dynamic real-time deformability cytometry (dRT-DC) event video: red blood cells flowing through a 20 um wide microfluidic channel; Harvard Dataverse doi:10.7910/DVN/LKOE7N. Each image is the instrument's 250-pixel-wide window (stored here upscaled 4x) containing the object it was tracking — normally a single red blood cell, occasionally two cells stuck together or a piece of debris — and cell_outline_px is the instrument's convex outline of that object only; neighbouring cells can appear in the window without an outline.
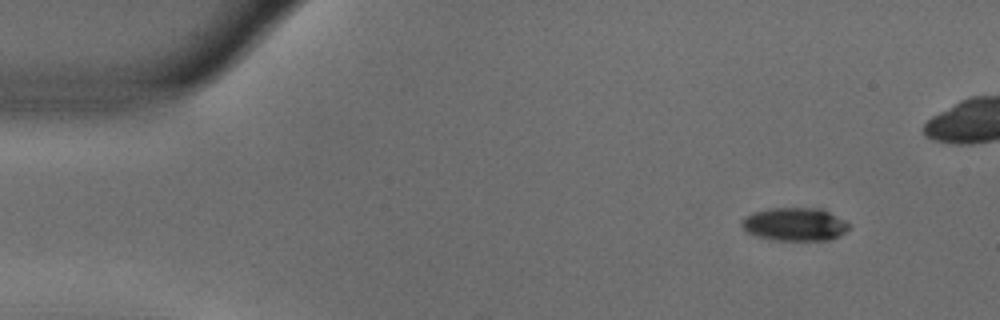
{"species": "common noctule bat (a hibernating species)", "species_latin": "Nyctalus noctula", "temperature_condition": "warm", "stored_images_in_passage": 46, "camera_frame_rate_fps": 3000, "um_per_image_px": 0.085, "animal": {"sex": "male", "body_mass_g": 18.8}, "frame": {"image": 1, "passage_image": 1, "time_ms": 0.0, "image_size_px": [1000, 320], "cell_outline_px": [[848, 228], [844, 232], [832, 240], [776, 240], [756, 236], [748, 232], [740, 224], [740, 220], [744, 216], [756, 212], [772, 208], [824, 208], [848, 224]], "centroid_in_image_um": [67.53, 19.06], "position_along_channel_um": 17.5, "area_um2": 20.58}}
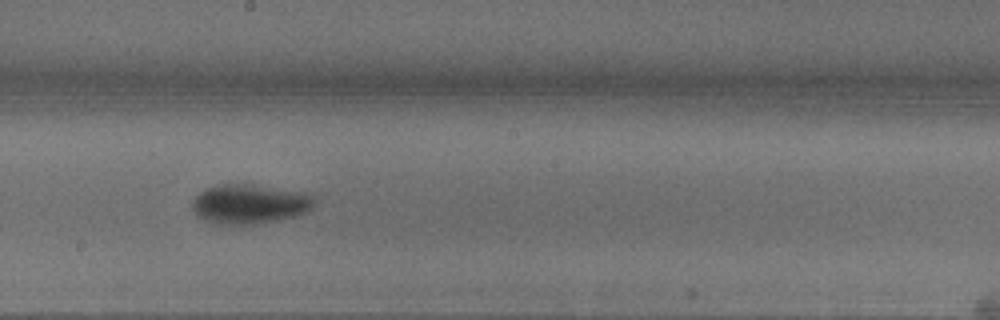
{"frame": {"image": 2, "passage_image": 26, "time_ms": 8.333, "image_size_px": [1000, 320], "cell_outline_px": [[316, 200], [308, 212], [296, 216], [280, 220], [256, 224], [216, 224], [204, 220], [196, 216], [192, 208], [192, 200], [200, 192], [216, 184], [252, 184], [308, 192]], "centroid_in_image_um": [21.23, 17.34], "position_along_channel_um": 227.0, "area_um2": 28.55}}
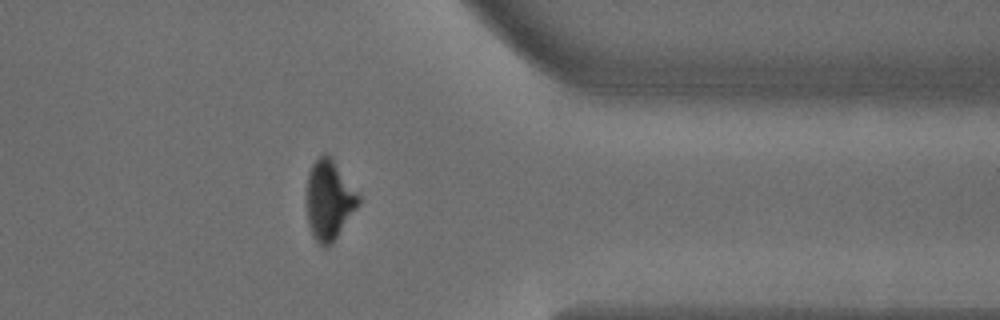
{"frame": {"image": 3, "passage_image": 40, "time_ms": 13.0, "image_size_px": [1000, 320], "cell_outline_px": [[360, 204], [332, 244], [324, 248], [312, 236], [308, 220], [308, 172], [312, 164], [324, 152], [332, 156], [360, 196]], "centroid_in_image_um": [28.0, 16.99], "position_along_channel_um": 383.4, "area_um2": 24.04}, "authors_computed_cell_mechanics": {"area_um2": 26.01, "velocity_mm_per_s": 3.6247, "shape_relaxation_time_tau1_ms": 2.6439, "shape_relaxation_time_tau2_ms": null, "deformation_change_tau1": 0.1567, "deformation_change_tau2": null}}